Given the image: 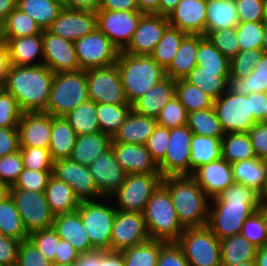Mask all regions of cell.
<instances>
[{"mask_svg": "<svg viewBox=\"0 0 267 266\" xmlns=\"http://www.w3.org/2000/svg\"><path fill=\"white\" fill-rule=\"evenodd\" d=\"M176 80L166 77L152 86L132 103V110L156 118L162 108L175 96Z\"/></svg>", "mask_w": 267, "mask_h": 266, "instance_id": "cell-26", "label": "cell"}, {"mask_svg": "<svg viewBox=\"0 0 267 266\" xmlns=\"http://www.w3.org/2000/svg\"><path fill=\"white\" fill-rule=\"evenodd\" d=\"M4 40L7 43L11 65L37 66L43 64L42 34Z\"/></svg>", "mask_w": 267, "mask_h": 266, "instance_id": "cell-28", "label": "cell"}, {"mask_svg": "<svg viewBox=\"0 0 267 266\" xmlns=\"http://www.w3.org/2000/svg\"><path fill=\"white\" fill-rule=\"evenodd\" d=\"M164 241L149 239L121 253L125 266H157L158 255Z\"/></svg>", "mask_w": 267, "mask_h": 266, "instance_id": "cell-49", "label": "cell"}, {"mask_svg": "<svg viewBox=\"0 0 267 266\" xmlns=\"http://www.w3.org/2000/svg\"><path fill=\"white\" fill-rule=\"evenodd\" d=\"M250 106L254 120L256 122H265L267 92L250 93Z\"/></svg>", "mask_w": 267, "mask_h": 266, "instance_id": "cell-69", "label": "cell"}, {"mask_svg": "<svg viewBox=\"0 0 267 266\" xmlns=\"http://www.w3.org/2000/svg\"><path fill=\"white\" fill-rule=\"evenodd\" d=\"M257 247L241 234L220 239L221 266H235L255 260Z\"/></svg>", "mask_w": 267, "mask_h": 266, "instance_id": "cell-36", "label": "cell"}, {"mask_svg": "<svg viewBox=\"0 0 267 266\" xmlns=\"http://www.w3.org/2000/svg\"><path fill=\"white\" fill-rule=\"evenodd\" d=\"M23 113L16 98L2 88L0 91V127L17 128Z\"/></svg>", "mask_w": 267, "mask_h": 266, "instance_id": "cell-53", "label": "cell"}, {"mask_svg": "<svg viewBox=\"0 0 267 266\" xmlns=\"http://www.w3.org/2000/svg\"><path fill=\"white\" fill-rule=\"evenodd\" d=\"M116 65L130 104L167 77L166 70L149 55H132L121 51Z\"/></svg>", "mask_w": 267, "mask_h": 266, "instance_id": "cell-4", "label": "cell"}, {"mask_svg": "<svg viewBox=\"0 0 267 266\" xmlns=\"http://www.w3.org/2000/svg\"><path fill=\"white\" fill-rule=\"evenodd\" d=\"M156 118L141 115L133 110L111 137L112 142L144 145L157 126Z\"/></svg>", "mask_w": 267, "mask_h": 266, "instance_id": "cell-29", "label": "cell"}, {"mask_svg": "<svg viewBox=\"0 0 267 266\" xmlns=\"http://www.w3.org/2000/svg\"><path fill=\"white\" fill-rule=\"evenodd\" d=\"M181 0H160L159 15L168 16Z\"/></svg>", "mask_w": 267, "mask_h": 266, "instance_id": "cell-77", "label": "cell"}, {"mask_svg": "<svg viewBox=\"0 0 267 266\" xmlns=\"http://www.w3.org/2000/svg\"><path fill=\"white\" fill-rule=\"evenodd\" d=\"M186 125L195 135L210 137L225 135L214 107L188 113Z\"/></svg>", "mask_w": 267, "mask_h": 266, "instance_id": "cell-47", "label": "cell"}, {"mask_svg": "<svg viewBox=\"0 0 267 266\" xmlns=\"http://www.w3.org/2000/svg\"><path fill=\"white\" fill-rule=\"evenodd\" d=\"M222 137L192 136L190 175L199 167L222 158Z\"/></svg>", "mask_w": 267, "mask_h": 266, "instance_id": "cell-38", "label": "cell"}, {"mask_svg": "<svg viewBox=\"0 0 267 266\" xmlns=\"http://www.w3.org/2000/svg\"><path fill=\"white\" fill-rule=\"evenodd\" d=\"M258 211L262 214L264 225H265V234L267 238V202H262Z\"/></svg>", "mask_w": 267, "mask_h": 266, "instance_id": "cell-79", "label": "cell"}, {"mask_svg": "<svg viewBox=\"0 0 267 266\" xmlns=\"http://www.w3.org/2000/svg\"><path fill=\"white\" fill-rule=\"evenodd\" d=\"M88 169L104 198H110L122 186L127 175L117 162L112 147L96 158Z\"/></svg>", "mask_w": 267, "mask_h": 266, "instance_id": "cell-21", "label": "cell"}, {"mask_svg": "<svg viewBox=\"0 0 267 266\" xmlns=\"http://www.w3.org/2000/svg\"><path fill=\"white\" fill-rule=\"evenodd\" d=\"M96 15L97 28L121 52L128 46L144 13L139 10L110 11L98 9Z\"/></svg>", "mask_w": 267, "mask_h": 266, "instance_id": "cell-14", "label": "cell"}, {"mask_svg": "<svg viewBox=\"0 0 267 266\" xmlns=\"http://www.w3.org/2000/svg\"><path fill=\"white\" fill-rule=\"evenodd\" d=\"M49 261L29 240L21 242L16 266H51Z\"/></svg>", "mask_w": 267, "mask_h": 266, "instance_id": "cell-63", "label": "cell"}, {"mask_svg": "<svg viewBox=\"0 0 267 266\" xmlns=\"http://www.w3.org/2000/svg\"><path fill=\"white\" fill-rule=\"evenodd\" d=\"M188 112L176 95L162 108L156 121L166 128H176L187 124Z\"/></svg>", "mask_w": 267, "mask_h": 266, "instance_id": "cell-54", "label": "cell"}, {"mask_svg": "<svg viewBox=\"0 0 267 266\" xmlns=\"http://www.w3.org/2000/svg\"><path fill=\"white\" fill-rule=\"evenodd\" d=\"M9 195L28 233L52 227L54 215L46 200L45 192L10 188Z\"/></svg>", "mask_w": 267, "mask_h": 266, "instance_id": "cell-11", "label": "cell"}, {"mask_svg": "<svg viewBox=\"0 0 267 266\" xmlns=\"http://www.w3.org/2000/svg\"><path fill=\"white\" fill-rule=\"evenodd\" d=\"M169 136L170 129L157 124L154 132L144 144L157 164L165 157L169 144Z\"/></svg>", "mask_w": 267, "mask_h": 266, "instance_id": "cell-62", "label": "cell"}, {"mask_svg": "<svg viewBox=\"0 0 267 266\" xmlns=\"http://www.w3.org/2000/svg\"><path fill=\"white\" fill-rule=\"evenodd\" d=\"M74 46L78 63L83 70L113 65L120 52L98 28L74 41Z\"/></svg>", "mask_w": 267, "mask_h": 266, "instance_id": "cell-13", "label": "cell"}, {"mask_svg": "<svg viewBox=\"0 0 267 266\" xmlns=\"http://www.w3.org/2000/svg\"><path fill=\"white\" fill-rule=\"evenodd\" d=\"M206 37L227 58H233L239 51L240 46L235 28L220 29L209 32Z\"/></svg>", "mask_w": 267, "mask_h": 266, "instance_id": "cell-57", "label": "cell"}, {"mask_svg": "<svg viewBox=\"0 0 267 266\" xmlns=\"http://www.w3.org/2000/svg\"><path fill=\"white\" fill-rule=\"evenodd\" d=\"M240 234L257 248L267 245L263 217L258 210L247 218Z\"/></svg>", "mask_w": 267, "mask_h": 266, "instance_id": "cell-59", "label": "cell"}, {"mask_svg": "<svg viewBox=\"0 0 267 266\" xmlns=\"http://www.w3.org/2000/svg\"><path fill=\"white\" fill-rule=\"evenodd\" d=\"M193 133L187 125L171 128L164 159L158 164L162 177L190 175Z\"/></svg>", "mask_w": 267, "mask_h": 266, "instance_id": "cell-15", "label": "cell"}, {"mask_svg": "<svg viewBox=\"0 0 267 266\" xmlns=\"http://www.w3.org/2000/svg\"><path fill=\"white\" fill-rule=\"evenodd\" d=\"M261 203L260 193L254 188L234 182L210 199L207 226L219 239L238 235Z\"/></svg>", "mask_w": 267, "mask_h": 266, "instance_id": "cell-1", "label": "cell"}, {"mask_svg": "<svg viewBox=\"0 0 267 266\" xmlns=\"http://www.w3.org/2000/svg\"><path fill=\"white\" fill-rule=\"evenodd\" d=\"M111 142V136L102 132L79 135L70 159L89 166L111 147Z\"/></svg>", "mask_w": 267, "mask_h": 266, "instance_id": "cell-30", "label": "cell"}, {"mask_svg": "<svg viewBox=\"0 0 267 266\" xmlns=\"http://www.w3.org/2000/svg\"><path fill=\"white\" fill-rule=\"evenodd\" d=\"M10 187L0 181V201L9 196Z\"/></svg>", "mask_w": 267, "mask_h": 266, "instance_id": "cell-80", "label": "cell"}, {"mask_svg": "<svg viewBox=\"0 0 267 266\" xmlns=\"http://www.w3.org/2000/svg\"><path fill=\"white\" fill-rule=\"evenodd\" d=\"M222 158L230 164L257 158L248 133H227L221 139Z\"/></svg>", "mask_w": 267, "mask_h": 266, "instance_id": "cell-42", "label": "cell"}, {"mask_svg": "<svg viewBox=\"0 0 267 266\" xmlns=\"http://www.w3.org/2000/svg\"><path fill=\"white\" fill-rule=\"evenodd\" d=\"M43 65L54 73L80 70L74 42L42 30Z\"/></svg>", "mask_w": 267, "mask_h": 266, "instance_id": "cell-18", "label": "cell"}, {"mask_svg": "<svg viewBox=\"0 0 267 266\" xmlns=\"http://www.w3.org/2000/svg\"><path fill=\"white\" fill-rule=\"evenodd\" d=\"M88 100L86 70L55 73L45 112L51 116H65Z\"/></svg>", "mask_w": 267, "mask_h": 266, "instance_id": "cell-6", "label": "cell"}, {"mask_svg": "<svg viewBox=\"0 0 267 266\" xmlns=\"http://www.w3.org/2000/svg\"><path fill=\"white\" fill-rule=\"evenodd\" d=\"M235 183L254 188L260 194L267 181V160L252 158L231 164Z\"/></svg>", "mask_w": 267, "mask_h": 266, "instance_id": "cell-34", "label": "cell"}, {"mask_svg": "<svg viewBox=\"0 0 267 266\" xmlns=\"http://www.w3.org/2000/svg\"><path fill=\"white\" fill-rule=\"evenodd\" d=\"M140 12L144 14H158L160 0H136Z\"/></svg>", "mask_w": 267, "mask_h": 266, "instance_id": "cell-75", "label": "cell"}, {"mask_svg": "<svg viewBox=\"0 0 267 266\" xmlns=\"http://www.w3.org/2000/svg\"><path fill=\"white\" fill-rule=\"evenodd\" d=\"M64 117L77 136L100 132L97 119V103L91 100L82 103L74 110L68 112Z\"/></svg>", "mask_w": 267, "mask_h": 266, "instance_id": "cell-44", "label": "cell"}, {"mask_svg": "<svg viewBox=\"0 0 267 266\" xmlns=\"http://www.w3.org/2000/svg\"><path fill=\"white\" fill-rule=\"evenodd\" d=\"M169 26L167 16L144 14L128 46L122 51L132 55H151Z\"/></svg>", "mask_w": 267, "mask_h": 266, "instance_id": "cell-19", "label": "cell"}, {"mask_svg": "<svg viewBox=\"0 0 267 266\" xmlns=\"http://www.w3.org/2000/svg\"><path fill=\"white\" fill-rule=\"evenodd\" d=\"M80 253L66 240L60 238L57 254H55L54 263L70 264L75 263Z\"/></svg>", "mask_w": 267, "mask_h": 266, "instance_id": "cell-68", "label": "cell"}, {"mask_svg": "<svg viewBox=\"0 0 267 266\" xmlns=\"http://www.w3.org/2000/svg\"><path fill=\"white\" fill-rule=\"evenodd\" d=\"M262 49H247L239 51L230 59V75L246 78L264 55Z\"/></svg>", "mask_w": 267, "mask_h": 266, "instance_id": "cell-52", "label": "cell"}, {"mask_svg": "<svg viewBox=\"0 0 267 266\" xmlns=\"http://www.w3.org/2000/svg\"><path fill=\"white\" fill-rule=\"evenodd\" d=\"M24 168L36 171L53 170L54 161L49 149L20 147Z\"/></svg>", "mask_w": 267, "mask_h": 266, "instance_id": "cell-58", "label": "cell"}, {"mask_svg": "<svg viewBox=\"0 0 267 266\" xmlns=\"http://www.w3.org/2000/svg\"><path fill=\"white\" fill-rule=\"evenodd\" d=\"M207 0H181L167 16L169 25L190 35L205 36Z\"/></svg>", "mask_w": 267, "mask_h": 266, "instance_id": "cell-24", "label": "cell"}, {"mask_svg": "<svg viewBox=\"0 0 267 266\" xmlns=\"http://www.w3.org/2000/svg\"><path fill=\"white\" fill-rule=\"evenodd\" d=\"M229 75L230 72L202 71V68L196 65L184 79L215 100L227 91Z\"/></svg>", "mask_w": 267, "mask_h": 266, "instance_id": "cell-39", "label": "cell"}, {"mask_svg": "<svg viewBox=\"0 0 267 266\" xmlns=\"http://www.w3.org/2000/svg\"><path fill=\"white\" fill-rule=\"evenodd\" d=\"M199 48V35L188 34L182 41L169 67L166 76L173 80L184 79L197 65L196 53Z\"/></svg>", "mask_w": 267, "mask_h": 266, "instance_id": "cell-35", "label": "cell"}, {"mask_svg": "<svg viewBox=\"0 0 267 266\" xmlns=\"http://www.w3.org/2000/svg\"><path fill=\"white\" fill-rule=\"evenodd\" d=\"M191 176L210 199L234 183L231 164L224 158L199 167Z\"/></svg>", "mask_w": 267, "mask_h": 266, "instance_id": "cell-25", "label": "cell"}, {"mask_svg": "<svg viewBox=\"0 0 267 266\" xmlns=\"http://www.w3.org/2000/svg\"><path fill=\"white\" fill-rule=\"evenodd\" d=\"M45 196L54 216L73 213L80 205L72 187L54 175L50 177L45 188Z\"/></svg>", "mask_w": 267, "mask_h": 266, "instance_id": "cell-31", "label": "cell"}, {"mask_svg": "<svg viewBox=\"0 0 267 266\" xmlns=\"http://www.w3.org/2000/svg\"><path fill=\"white\" fill-rule=\"evenodd\" d=\"M0 234L21 242L28 239L29 233L10 195L0 201Z\"/></svg>", "mask_w": 267, "mask_h": 266, "instance_id": "cell-43", "label": "cell"}, {"mask_svg": "<svg viewBox=\"0 0 267 266\" xmlns=\"http://www.w3.org/2000/svg\"><path fill=\"white\" fill-rule=\"evenodd\" d=\"M20 150L18 128L0 127V157Z\"/></svg>", "mask_w": 267, "mask_h": 266, "instance_id": "cell-67", "label": "cell"}, {"mask_svg": "<svg viewBox=\"0 0 267 266\" xmlns=\"http://www.w3.org/2000/svg\"><path fill=\"white\" fill-rule=\"evenodd\" d=\"M53 175L70 185L80 202L103 198L88 166L70 158L59 159L54 161Z\"/></svg>", "mask_w": 267, "mask_h": 266, "instance_id": "cell-17", "label": "cell"}, {"mask_svg": "<svg viewBox=\"0 0 267 266\" xmlns=\"http://www.w3.org/2000/svg\"><path fill=\"white\" fill-rule=\"evenodd\" d=\"M213 107L225 134L248 133L257 123L251 112L250 94H235L227 90L214 100Z\"/></svg>", "mask_w": 267, "mask_h": 266, "instance_id": "cell-10", "label": "cell"}, {"mask_svg": "<svg viewBox=\"0 0 267 266\" xmlns=\"http://www.w3.org/2000/svg\"><path fill=\"white\" fill-rule=\"evenodd\" d=\"M157 266H189V263L177 242H165L160 248Z\"/></svg>", "mask_w": 267, "mask_h": 266, "instance_id": "cell-64", "label": "cell"}, {"mask_svg": "<svg viewBox=\"0 0 267 266\" xmlns=\"http://www.w3.org/2000/svg\"><path fill=\"white\" fill-rule=\"evenodd\" d=\"M131 110L132 104L112 105L97 103V119L100 132L112 137L118 128L125 122Z\"/></svg>", "mask_w": 267, "mask_h": 266, "instance_id": "cell-48", "label": "cell"}, {"mask_svg": "<svg viewBox=\"0 0 267 266\" xmlns=\"http://www.w3.org/2000/svg\"><path fill=\"white\" fill-rule=\"evenodd\" d=\"M21 241L0 234V266H16Z\"/></svg>", "mask_w": 267, "mask_h": 266, "instance_id": "cell-66", "label": "cell"}, {"mask_svg": "<svg viewBox=\"0 0 267 266\" xmlns=\"http://www.w3.org/2000/svg\"><path fill=\"white\" fill-rule=\"evenodd\" d=\"M96 28V11L63 7L48 30L74 42L93 32Z\"/></svg>", "mask_w": 267, "mask_h": 266, "instance_id": "cell-20", "label": "cell"}, {"mask_svg": "<svg viewBox=\"0 0 267 266\" xmlns=\"http://www.w3.org/2000/svg\"><path fill=\"white\" fill-rule=\"evenodd\" d=\"M52 228L61 239L68 241L80 254L96 250L89 240L77 211L54 216Z\"/></svg>", "mask_w": 267, "mask_h": 266, "instance_id": "cell-27", "label": "cell"}, {"mask_svg": "<svg viewBox=\"0 0 267 266\" xmlns=\"http://www.w3.org/2000/svg\"><path fill=\"white\" fill-rule=\"evenodd\" d=\"M16 7L17 0H0V26Z\"/></svg>", "mask_w": 267, "mask_h": 266, "instance_id": "cell-76", "label": "cell"}, {"mask_svg": "<svg viewBox=\"0 0 267 266\" xmlns=\"http://www.w3.org/2000/svg\"><path fill=\"white\" fill-rule=\"evenodd\" d=\"M17 7L44 30L58 17L63 4L56 0H17Z\"/></svg>", "mask_w": 267, "mask_h": 266, "instance_id": "cell-40", "label": "cell"}, {"mask_svg": "<svg viewBox=\"0 0 267 266\" xmlns=\"http://www.w3.org/2000/svg\"><path fill=\"white\" fill-rule=\"evenodd\" d=\"M143 215L150 239L177 242L184 231L171 195L162 183L147 202Z\"/></svg>", "mask_w": 267, "mask_h": 266, "instance_id": "cell-5", "label": "cell"}, {"mask_svg": "<svg viewBox=\"0 0 267 266\" xmlns=\"http://www.w3.org/2000/svg\"><path fill=\"white\" fill-rule=\"evenodd\" d=\"M103 266H125L122 253L103 250Z\"/></svg>", "mask_w": 267, "mask_h": 266, "instance_id": "cell-74", "label": "cell"}, {"mask_svg": "<svg viewBox=\"0 0 267 266\" xmlns=\"http://www.w3.org/2000/svg\"><path fill=\"white\" fill-rule=\"evenodd\" d=\"M187 35V33L169 25L150 56L166 70Z\"/></svg>", "mask_w": 267, "mask_h": 266, "instance_id": "cell-46", "label": "cell"}, {"mask_svg": "<svg viewBox=\"0 0 267 266\" xmlns=\"http://www.w3.org/2000/svg\"><path fill=\"white\" fill-rule=\"evenodd\" d=\"M117 162L127 174L160 173L145 145L111 142Z\"/></svg>", "mask_w": 267, "mask_h": 266, "instance_id": "cell-23", "label": "cell"}, {"mask_svg": "<svg viewBox=\"0 0 267 266\" xmlns=\"http://www.w3.org/2000/svg\"><path fill=\"white\" fill-rule=\"evenodd\" d=\"M54 75L43 64L10 65L3 88L16 98L23 112L46 111Z\"/></svg>", "mask_w": 267, "mask_h": 266, "instance_id": "cell-2", "label": "cell"}, {"mask_svg": "<svg viewBox=\"0 0 267 266\" xmlns=\"http://www.w3.org/2000/svg\"><path fill=\"white\" fill-rule=\"evenodd\" d=\"M101 0H63V7L97 11Z\"/></svg>", "mask_w": 267, "mask_h": 266, "instance_id": "cell-73", "label": "cell"}, {"mask_svg": "<svg viewBox=\"0 0 267 266\" xmlns=\"http://www.w3.org/2000/svg\"><path fill=\"white\" fill-rule=\"evenodd\" d=\"M17 128L20 147L49 149L52 116L47 112H24Z\"/></svg>", "mask_w": 267, "mask_h": 266, "instance_id": "cell-22", "label": "cell"}, {"mask_svg": "<svg viewBox=\"0 0 267 266\" xmlns=\"http://www.w3.org/2000/svg\"><path fill=\"white\" fill-rule=\"evenodd\" d=\"M28 239L49 261L54 263L60 237L52 227L33 231L29 233Z\"/></svg>", "mask_w": 267, "mask_h": 266, "instance_id": "cell-56", "label": "cell"}, {"mask_svg": "<svg viewBox=\"0 0 267 266\" xmlns=\"http://www.w3.org/2000/svg\"><path fill=\"white\" fill-rule=\"evenodd\" d=\"M99 9L110 11L139 10L136 0H101Z\"/></svg>", "mask_w": 267, "mask_h": 266, "instance_id": "cell-70", "label": "cell"}, {"mask_svg": "<svg viewBox=\"0 0 267 266\" xmlns=\"http://www.w3.org/2000/svg\"><path fill=\"white\" fill-rule=\"evenodd\" d=\"M89 99L95 103L130 104L125 96L116 63L86 69Z\"/></svg>", "mask_w": 267, "mask_h": 266, "instance_id": "cell-12", "label": "cell"}, {"mask_svg": "<svg viewBox=\"0 0 267 266\" xmlns=\"http://www.w3.org/2000/svg\"><path fill=\"white\" fill-rule=\"evenodd\" d=\"M239 22H264L267 0H235Z\"/></svg>", "mask_w": 267, "mask_h": 266, "instance_id": "cell-61", "label": "cell"}, {"mask_svg": "<svg viewBox=\"0 0 267 266\" xmlns=\"http://www.w3.org/2000/svg\"><path fill=\"white\" fill-rule=\"evenodd\" d=\"M238 23L235 0H207L205 36L211 31L236 28Z\"/></svg>", "mask_w": 267, "mask_h": 266, "instance_id": "cell-33", "label": "cell"}, {"mask_svg": "<svg viewBox=\"0 0 267 266\" xmlns=\"http://www.w3.org/2000/svg\"><path fill=\"white\" fill-rule=\"evenodd\" d=\"M175 95L188 113L213 107L214 100L185 79L176 80Z\"/></svg>", "mask_w": 267, "mask_h": 266, "instance_id": "cell-50", "label": "cell"}, {"mask_svg": "<svg viewBox=\"0 0 267 266\" xmlns=\"http://www.w3.org/2000/svg\"><path fill=\"white\" fill-rule=\"evenodd\" d=\"M42 34L41 27L22 10L16 7L0 26V38L10 39Z\"/></svg>", "mask_w": 267, "mask_h": 266, "instance_id": "cell-41", "label": "cell"}, {"mask_svg": "<svg viewBox=\"0 0 267 266\" xmlns=\"http://www.w3.org/2000/svg\"><path fill=\"white\" fill-rule=\"evenodd\" d=\"M23 169V158L20 150L0 157V181L9 187L14 185Z\"/></svg>", "mask_w": 267, "mask_h": 266, "instance_id": "cell-60", "label": "cell"}, {"mask_svg": "<svg viewBox=\"0 0 267 266\" xmlns=\"http://www.w3.org/2000/svg\"><path fill=\"white\" fill-rule=\"evenodd\" d=\"M77 134L64 116H52L49 151L53 161L70 158Z\"/></svg>", "mask_w": 267, "mask_h": 266, "instance_id": "cell-32", "label": "cell"}, {"mask_svg": "<svg viewBox=\"0 0 267 266\" xmlns=\"http://www.w3.org/2000/svg\"><path fill=\"white\" fill-rule=\"evenodd\" d=\"M235 30L241 51L262 49L264 22H239Z\"/></svg>", "mask_w": 267, "mask_h": 266, "instance_id": "cell-51", "label": "cell"}, {"mask_svg": "<svg viewBox=\"0 0 267 266\" xmlns=\"http://www.w3.org/2000/svg\"><path fill=\"white\" fill-rule=\"evenodd\" d=\"M110 200L112 201L110 198L103 197L97 200L81 201L76 210L96 250L110 251L112 226L117 210Z\"/></svg>", "mask_w": 267, "mask_h": 266, "instance_id": "cell-7", "label": "cell"}, {"mask_svg": "<svg viewBox=\"0 0 267 266\" xmlns=\"http://www.w3.org/2000/svg\"><path fill=\"white\" fill-rule=\"evenodd\" d=\"M162 179L160 173L127 174L122 186L110 198L116 204L117 210L143 213L153 192L162 183Z\"/></svg>", "mask_w": 267, "mask_h": 266, "instance_id": "cell-9", "label": "cell"}, {"mask_svg": "<svg viewBox=\"0 0 267 266\" xmlns=\"http://www.w3.org/2000/svg\"><path fill=\"white\" fill-rule=\"evenodd\" d=\"M75 266H103V250L81 253Z\"/></svg>", "mask_w": 267, "mask_h": 266, "instance_id": "cell-71", "label": "cell"}, {"mask_svg": "<svg viewBox=\"0 0 267 266\" xmlns=\"http://www.w3.org/2000/svg\"><path fill=\"white\" fill-rule=\"evenodd\" d=\"M197 65L202 71L230 72V59L224 56L206 36L199 35L196 53Z\"/></svg>", "mask_w": 267, "mask_h": 266, "instance_id": "cell-45", "label": "cell"}, {"mask_svg": "<svg viewBox=\"0 0 267 266\" xmlns=\"http://www.w3.org/2000/svg\"><path fill=\"white\" fill-rule=\"evenodd\" d=\"M10 65L7 43L4 39L0 38V85L2 87L5 85Z\"/></svg>", "mask_w": 267, "mask_h": 266, "instance_id": "cell-72", "label": "cell"}, {"mask_svg": "<svg viewBox=\"0 0 267 266\" xmlns=\"http://www.w3.org/2000/svg\"><path fill=\"white\" fill-rule=\"evenodd\" d=\"M255 263L256 266H267V245L257 249Z\"/></svg>", "mask_w": 267, "mask_h": 266, "instance_id": "cell-78", "label": "cell"}, {"mask_svg": "<svg viewBox=\"0 0 267 266\" xmlns=\"http://www.w3.org/2000/svg\"><path fill=\"white\" fill-rule=\"evenodd\" d=\"M53 175V170H30L24 168L19 174L18 179L10 188L23 189L33 192H45L50 177Z\"/></svg>", "mask_w": 267, "mask_h": 266, "instance_id": "cell-55", "label": "cell"}, {"mask_svg": "<svg viewBox=\"0 0 267 266\" xmlns=\"http://www.w3.org/2000/svg\"><path fill=\"white\" fill-rule=\"evenodd\" d=\"M248 135L256 157L267 160V122L255 123L249 130Z\"/></svg>", "mask_w": 267, "mask_h": 266, "instance_id": "cell-65", "label": "cell"}, {"mask_svg": "<svg viewBox=\"0 0 267 266\" xmlns=\"http://www.w3.org/2000/svg\"><path fill=\"white\" fill-rule=\"evenodd\" d=\"M149 239L143 213L116 210L110 251L122 252Z\"/></svg>", "mask_w": 267, "mask_h": 266, "instance_id": "cell-16", "label": "cell"}, {"mask_svg": "<svg viewBox=\"0 0 267 266\" xmlns=\"http://www.w3.org/2000/svg\"><path fill=\"white\" fill-rule=\"evenodd\" d=\"M162 184L171 195L184 229L207 225L210 198L191 175L166 176Z\"/></svg>", "mask_w": 267, "mask_h": 266, "instance_id": "cell-3", "label": "cell"}, {"mask_svg": "<svg viewBox=\"0 0 267 266\" xmlns=\"http://www.w3.org/2000/svg\"><path fill=\"white\" fill-rule=\"evenodd\" d=\"M227 90L231 93L249 95L256 92H267V54L256 63L246 78L229 76Z\"/></svg>", "mask_w": 267, "mask_h": 266, "instance_id": "cell-37", "label": "cell"}, {"mask_svg": "<svg viewBox=\"0 0 267 266\" xmlns=\"http://www.w3.org/2000/svg\"><path fill=\"white\" fill-rule=\"evenodd\" d=\"M177 243L189 266H221L220 239L207 225L185 228Z\"/></svg>", "mask_w": 267, "mask_h": 266, "instance_id": "cell-8", "label": "cell"}]
</instances>
